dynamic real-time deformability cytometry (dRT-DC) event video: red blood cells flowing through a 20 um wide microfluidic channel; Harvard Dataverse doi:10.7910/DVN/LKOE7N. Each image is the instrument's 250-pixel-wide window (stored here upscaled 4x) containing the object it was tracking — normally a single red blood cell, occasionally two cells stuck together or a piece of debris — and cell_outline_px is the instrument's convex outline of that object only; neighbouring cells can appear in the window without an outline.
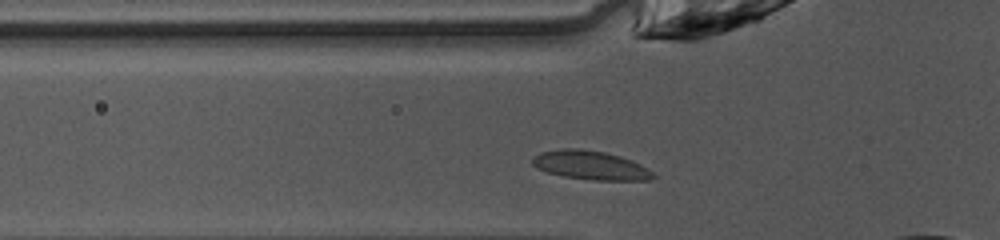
{"species": "common noctule bat (a hibernating species)", "species_latin": "Nyctalus noctula", "temperature_condition": "warm", "stored_images_in_passage": 19, "camera_frame_rate_fps": 3000, "um_per_image_px": 0.085, "animal": {"sex": "female", "body_mass_g": 10.0, "forearm_length_mm": 53.1}, "frame": {"image": 1, "passage_image": 11, "time_ms": 3.333, "image_size_px": [1000, 240], "cell_outline_px": [[656, 176], [648, 180], [592, 180], [564, 176], [548, 172], [536, 168], [532, 164], [532, 156], [540, 152], [560, 148], [580, 148], [604, 152], [620, 156], [640, 164], [648, 168]], "centroid_in_image_um": [50.16, 14.03], "position_along_channel_um": 75.6, "area_um2": 20.35}}
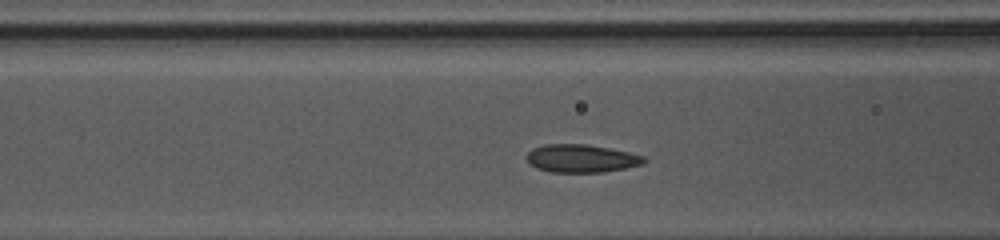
{"frame": {"image": 2, "passage_image": 14, "time_ms": 4.333, "image_size_px": [1000, 240], "cell_outline_px": [[648, 160], [644, 164], [604, 172], [552, 172], [536, 168], [528, 164], [524, 156], [532, 148], [544, 144], [588, 144], [628, 152], [644, 156]], "centroid_in_image_um": [49.38, 13.46], "position_along_channel_um": 117.2, "area_um2": 19.36}}